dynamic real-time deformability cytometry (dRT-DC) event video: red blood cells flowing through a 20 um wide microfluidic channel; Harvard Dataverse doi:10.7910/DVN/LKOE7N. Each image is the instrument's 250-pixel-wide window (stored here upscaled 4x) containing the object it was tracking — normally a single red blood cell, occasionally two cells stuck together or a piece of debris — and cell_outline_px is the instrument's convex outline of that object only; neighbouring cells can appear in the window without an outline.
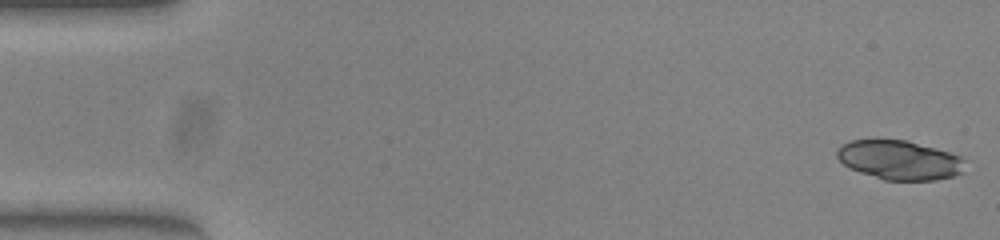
{"species": "common noctule bat (a hibernating species)", "species_latin": "Nyctalus noctula", "temperature_condition": "warm", "stored_images_in_passage": 51, "camera_frame_rate_fps": 3000, "um_per_image_px": 0.085, "animal": {"sex": "female", "body_mass_g": 23.0, "forearm_length_mm": 53.4}, "frame": {"image": 1, "passage_image": 1, "time_ms": 0.0, "image_size_px": [1000, 240], "cell_outline_px": [[964, 172], [952, 176], [936, 180], [884, 180], [848, 168], [836, 156], [836, 148], [852, 140], [908, 140], [948, 152], [960, 156], [964, 160]], "centroid_in_image_um": [76.45, 13.61], "position_along_channel_um": 8.6, "area_um2": 29.19}}
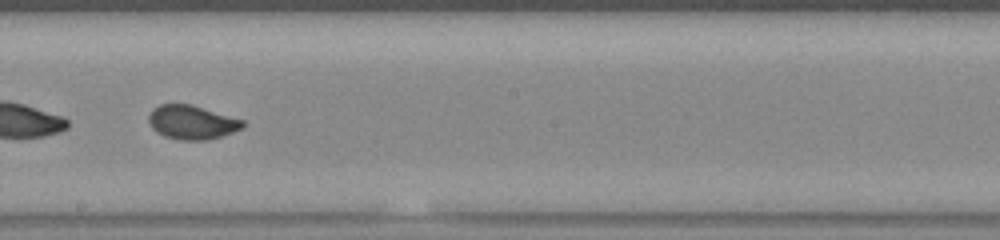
{"frame": {"image": 2, "passage_image": 29, "time_ms": 9.333, "image_size_px": [1000, 240], "cell_outline_px": [[244, 128], [208, 140], [180, 140], [164, 136], [156, 132], [148, 124], [148, 116], [152, 108], [160, 104], [192, 104], [244, 120]], "centroid_in_image_um": [16.28, 10.39], "position_along_channel_um": 231.9, "area_um2": 18.79}}
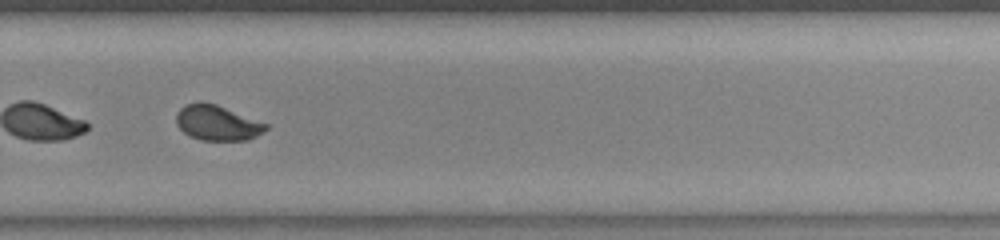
{"frame": {"image": 3, "passage_image": 35, "time_ms": 11.333, "image_size_px": [1000, 240], "cell_outline_px": [[268, 128], [256, 136], [248, 140], [200, 140], [184, 132], [176, 124], [176, 112], [184, 104], [200, 100], [216, 104], [268, 124]], "centroid_in_image_um": [18.43, 10.42], "position_along_channel_um": 311.4, "area_um2": 18.44}, "authors_computed_cell_mechanics": {"area_um2": 19.2474, "velocity_mm_per_s": 3.9866, "shape_relaxation_time_tau1_ms": 4.4768, "shape_relaxation_time_tau2_ms": null, "deformation_change_tau1": 0.1141, "deformation_change_tau2": null}}